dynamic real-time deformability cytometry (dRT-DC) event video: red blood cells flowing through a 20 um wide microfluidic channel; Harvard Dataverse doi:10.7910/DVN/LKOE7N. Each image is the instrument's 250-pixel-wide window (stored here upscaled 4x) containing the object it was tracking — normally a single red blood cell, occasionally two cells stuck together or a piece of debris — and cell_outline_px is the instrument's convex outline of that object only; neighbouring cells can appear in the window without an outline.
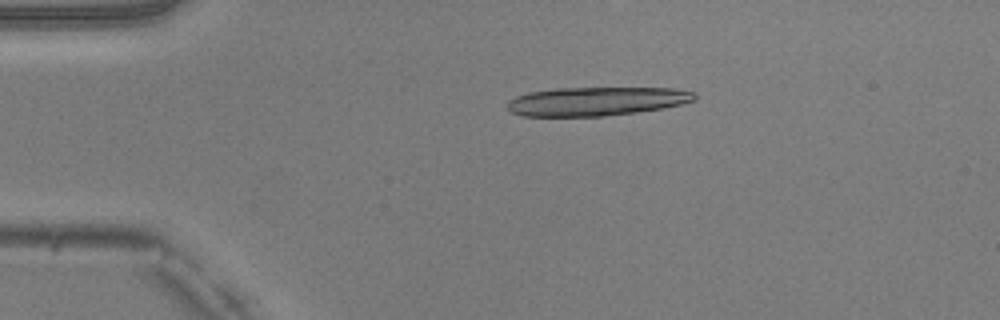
{"species": "common noctule bat (a hibernating species)", "species_latin": "Nyctalus noctula", "temperature_condition": "warm", "stored_images_in_passage": 17, "camera_frame_rate_fps": 3000, "um_per_image_px": 0.085, "animal": {"sex": "male", "body_mass_g": 20.5, "forearm_length_mm": 52.5}, "frame": {"image": 1, "passage_image": 10, "time_ms": 3.0, "image_size_px": [1000, 320], "cell_outline_px": [[696, 100], [684, 104], [664, 108], [636, 112], [604, 116], [524, 116], [512, 112], [508, 108], [508, 100], [516, 96], [528, 92], [556, 88], [672, 88], [696, 92]], "centroid_in_image_um": [50.73, 8.6], "position_along_channel_um": 34.3, "area_um2": 31.5}}